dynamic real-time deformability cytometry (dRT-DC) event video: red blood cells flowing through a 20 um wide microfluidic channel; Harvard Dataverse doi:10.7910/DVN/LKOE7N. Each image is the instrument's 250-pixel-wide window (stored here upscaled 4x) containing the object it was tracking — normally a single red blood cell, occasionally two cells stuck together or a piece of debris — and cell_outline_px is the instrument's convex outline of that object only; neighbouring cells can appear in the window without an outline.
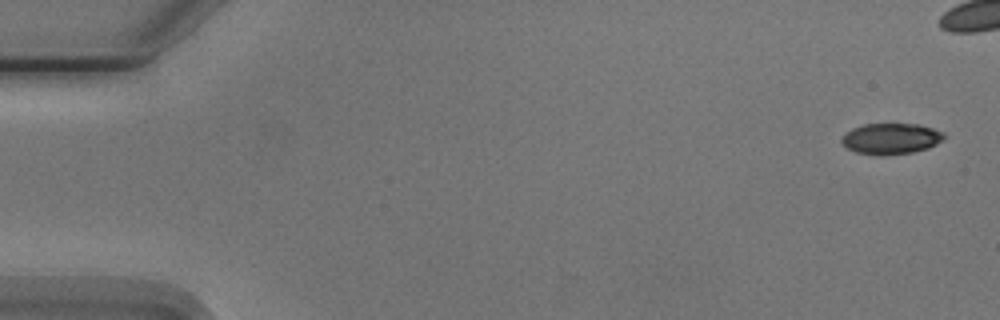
{"species": "Egyptian fruit bat (a non-hibernating species)", "species_latin": "Rousettus aegyptiacus", "temperature_condition": "cold", "stored_images_in_passage": 7, "camera_frame_rate_fps": 3000, "um_per_image_px": 0.085, "animal": {"sex": "male"}, "frame": {"image": 1, "passage_image": 1, "time_ms": 0.0, "image_size_px": [1000, 320], "cell_outline_px": [[944, 140], [928, 148], [912, 152], [884, 156], [880, 156], [856, 152], [848, 148], [840, 140], [852, 128], [864, 124], [920, 124], [944, 132]], "centroid_in_image_um": [75.76, 11.79], "position_along_channel_um": 9.2, "area_um2": 18.44}}
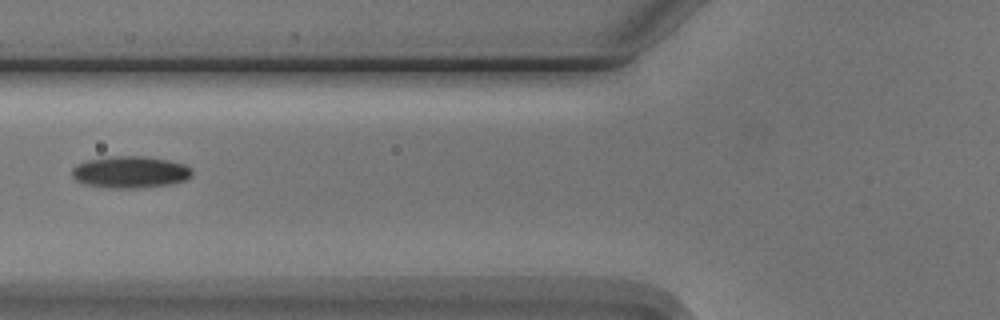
{"frame": {"image": 2, "passage_image": 6, "time_ms": 17.333, "image_size_px": [1000, 320], "cell_outline_px": [[192, 176], [184, 180], [168, 184], [136, 188], [112, 188], [80, 184], [72, 176], [72, 168], [76, 164], [88, 160], [116, 156], [144, 156], [168, 160], [184, 164], [192, 168]], "centroid_in_image_um": [11.04, 14.63], "position_along_channel_um": 114.8, "area_um2": 22.25}}
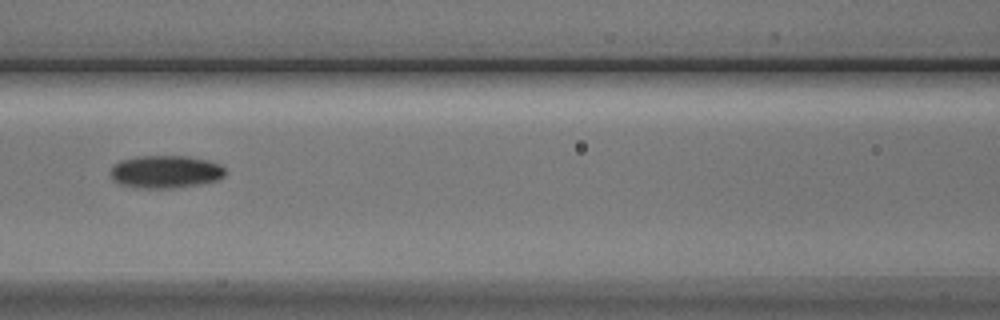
{"frame": {"image": 3, "passage_image": 7, "time_ms": 18.333, "image_size_px": [1000, 320], "cell_outline_px": [[224, 176], [216, 180], [200, 184], [172, 188], [140, 188], [120, 184], [112, 180], [112, 164], [120, 160], [136, 156], [188, 156], [220, 164], [224, 168]], "centroid_in_image_um": [14.03, 14.59], "position_along_channel_um": 152.6, "area_um2": 21.79}}